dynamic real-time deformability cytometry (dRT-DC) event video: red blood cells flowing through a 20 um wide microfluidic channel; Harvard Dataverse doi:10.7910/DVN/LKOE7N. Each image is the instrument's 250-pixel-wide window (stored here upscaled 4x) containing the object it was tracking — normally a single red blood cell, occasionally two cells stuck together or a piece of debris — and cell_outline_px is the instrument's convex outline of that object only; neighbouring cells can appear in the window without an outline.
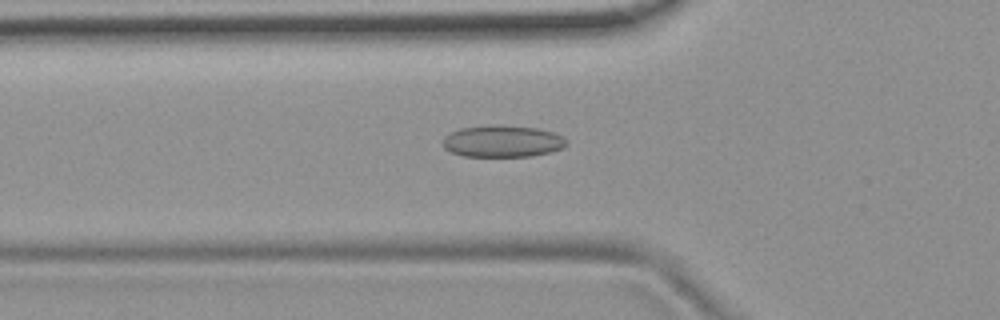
{"species": "common noctule bat (a hibernating species)", "species_latin": "Nyctalus noctula", "temperature_condition": "room temperature", "stored_images_in_passage": 54, "camera_frame_rate_fps": 3000, "um_per_image_px": 0.085, "animal": {"sex": "female", "body_mass_g": 19.9}, "frame": {"image": 1, "passage_image": 19, "time_ms": 6.0, "image_size_px": [1000, 320], "cell_outline_px": [[568, 144], [552, 152], [532, 156], [464, 156], [452, 152], [444, 148], [444, 136], [460, 128], [500, 124], [536, 128], [552, 132], [568, 140]], "centroid_in_image_um": [42.73, 12.0], "position_along_channel_um": 83.1, "area_um2": 22.83}}
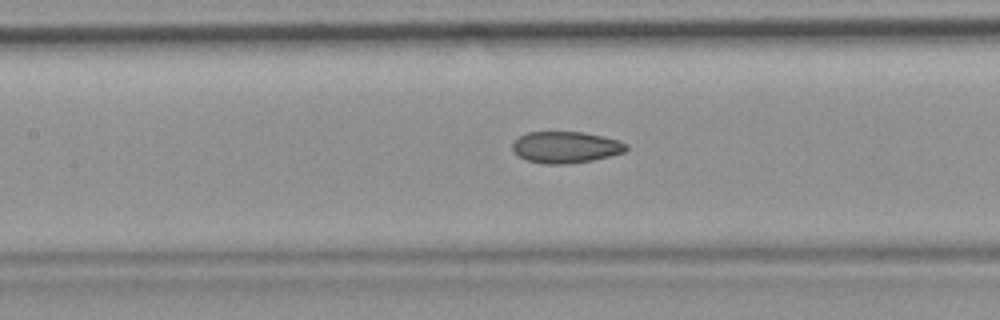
{"frame": {"image": 2, "passage_image": 25, "time_ms": 8.0, "image_size_px": [1000, 320], "cell_outline_px": [[628, 148], [624, 152], [592, 160], [568, 164], [544, 164], [528, 160], [520, 156], [512, 148], [512, 144], [520, 136], [528, 132], [584, 132], [604, 136], [628, 144]], "centroid_in_image_um": [48.1, 12.51], "position_along_channel_um": 159.3, "area_um2": 20.69}}
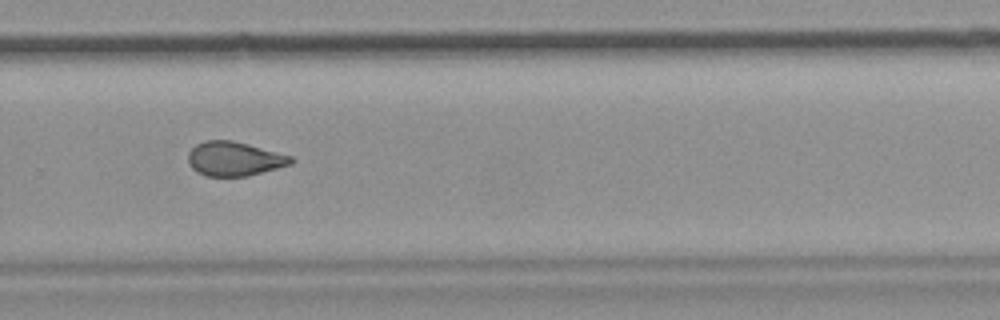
{"frame": {"image": 3, "passage_image": 37, "time_ms": 12.0, "image_size_px": [1000, 320], "cell_outline_px": [[292, 164], [248, 176], [208, 176], [196, 172], [188, 164], [188, 152], [196, 144], [204, 140], [232, 140], [248, 144], [292, 156]], "centroid_in_image_um": [19.88, 13.49], "position_along_channel_um": 309.9, "area_um2": 20.52}, "authors_computed_cell_mechanics": {"area_um2": 21.675, "velocity_mm_per_s": 3.777, "shape_relaxation_time_tau1_ms": 11.0247, "shape_relaxation_time_tau2_ms": 2.4903, "deformation_change_tau1": 0.1713, "deformation_change_tau2": 0.0763}}